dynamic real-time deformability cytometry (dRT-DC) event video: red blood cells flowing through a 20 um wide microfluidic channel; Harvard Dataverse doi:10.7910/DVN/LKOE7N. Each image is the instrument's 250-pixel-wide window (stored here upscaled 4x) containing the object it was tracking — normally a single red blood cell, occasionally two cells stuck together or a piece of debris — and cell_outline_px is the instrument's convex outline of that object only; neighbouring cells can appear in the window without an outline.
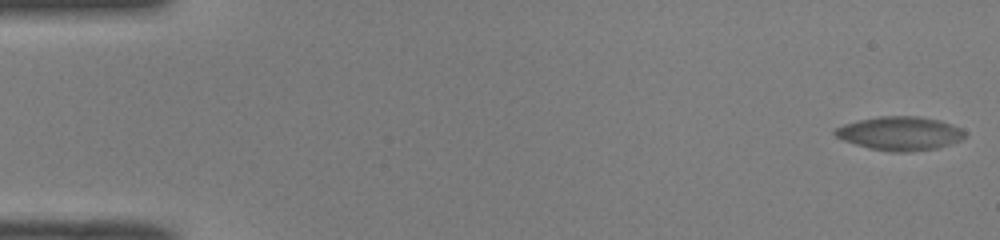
{"species": "common noctule bat (a hibernating species)", "species_latin": "Nyctalus noctula", "temperature_condition": "room temperature", "stored_images_in_passage": 9, "camera_frame_rate_fps": 3000, "um_per_image_px": 0.085, "animal": {"sex": "male", "body_mass_g": 19.0, "forearm_length_mm": 50.8}, "frame": {"image": 1, "passage_image": 1, "time_ms": 0.0, "image_size_px": [1000, 240], "cell_outline_px": [[964, 136], [960, 140], [936, 148], [912, 152], [892, 152], [868, 148], [844, 140], [836, 136], [832, 132], [836, 128], [844, 124], [860, 120], [880, 116], [916, 116], [940, 120], [960, 128], [964, 132]], "centroid_in_image_um": [76.47, 11.34], "position_along_channel_um": 8.5, "area_um2": 25.26}}